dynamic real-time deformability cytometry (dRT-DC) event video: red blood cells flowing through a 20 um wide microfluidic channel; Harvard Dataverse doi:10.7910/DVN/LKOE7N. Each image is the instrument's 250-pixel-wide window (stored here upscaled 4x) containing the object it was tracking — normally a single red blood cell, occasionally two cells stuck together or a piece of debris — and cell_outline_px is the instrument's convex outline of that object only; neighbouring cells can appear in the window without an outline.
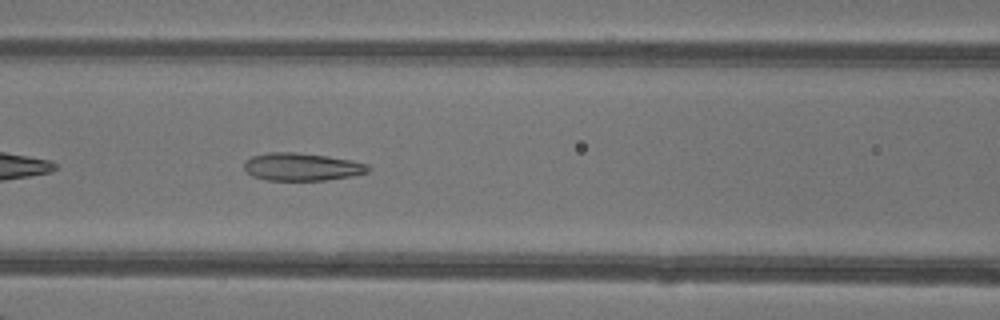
{"species": "common noctule bat (a hibernating species)", "species_latin": "Nyctalus noctula", "temperature_condition": "warm", "stored_images_in_passage": 47, "camera_frame_rate_fps": 3000, "um_per_image_px": 0.085, "animal": {"sex": "female"}, "frame": {"image": 1, "passage_image": 20, "time_ms": 6.333, "image_size_px": [1000, 320], "cell_outline_px": [[372, 168], [368, 172], [352, 176], [324, 180], [264, 180], [252, 176], [244, 168], [244, 160], [252, 156], [268, 152], [296, 152], [328, 156], [352, 160], [368, 164]], "centroid_in_image_um": [25.66, 14.17], "position_along_channel_um": 140.9, "area_um2": 20.23}}
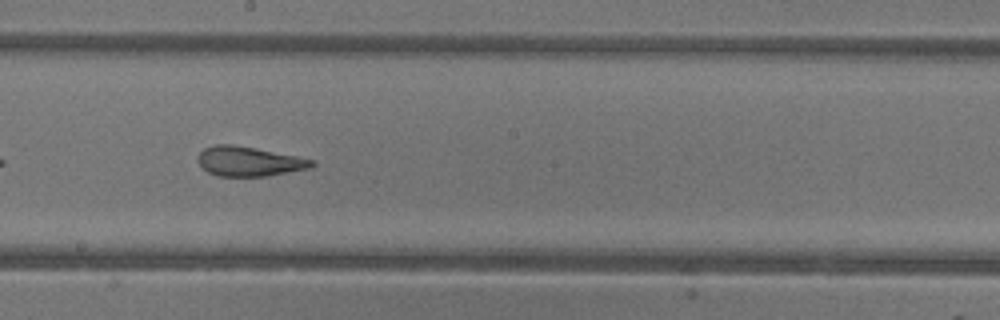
{"frame": {"image": 2, "passage_image": 26, "time_ms": 8.333, "image_size_px": [1000, 320], "cell_outline_px": [[316, 164], [312, 168], [268, 176], [216, 176], [208, 172], [196, 160], [200, 152], [204, 148], [216, 144], [232, 144], [256, 148], [296, 156], [312, 160]], "centroid_in_image_um": [21.16, 13.72], "position_along_channel_um": 227.0, "area_um2": 19.71}}
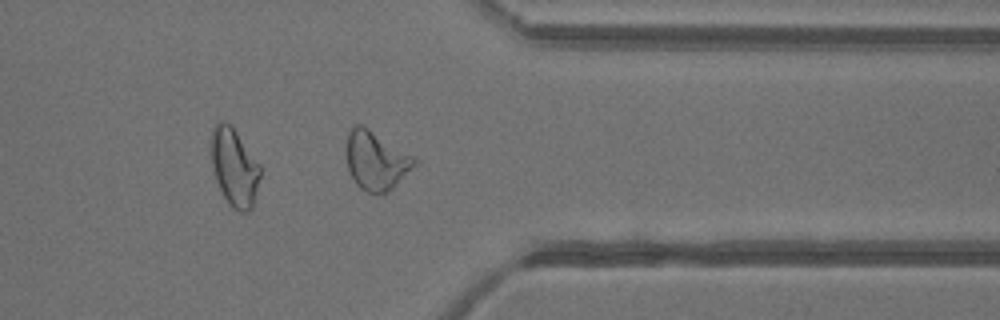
{"frame": {"image": 3, "passage_image": 37, "time_ms": 12.0, "image_size_px": [1000, 320], "cell_outline_px": [[420, 164], [388, 192], [376, 196], [360, 188], [356, 184], [348, 168], [344, 152], [344, 148], [348, 132], [356, 124], [360, 124], [368, 128], [420, 160]], "centroid_in_image_um": [31.98, 13.67], "position_along_channel_um": 379.4, "area_um2": 23.93}, "authors_computed_cell_mechanics": {"area_um2": 24.1026, "velocity_mm_per_s": 4.3136, "shape_relaxation_time_tau1_ms": 11.211, "shape_relaxation_time_tau2_ms": 2.0476, "deformation_change_tau1": 0.2886, "deformation_change_tau2": 0.1317}}